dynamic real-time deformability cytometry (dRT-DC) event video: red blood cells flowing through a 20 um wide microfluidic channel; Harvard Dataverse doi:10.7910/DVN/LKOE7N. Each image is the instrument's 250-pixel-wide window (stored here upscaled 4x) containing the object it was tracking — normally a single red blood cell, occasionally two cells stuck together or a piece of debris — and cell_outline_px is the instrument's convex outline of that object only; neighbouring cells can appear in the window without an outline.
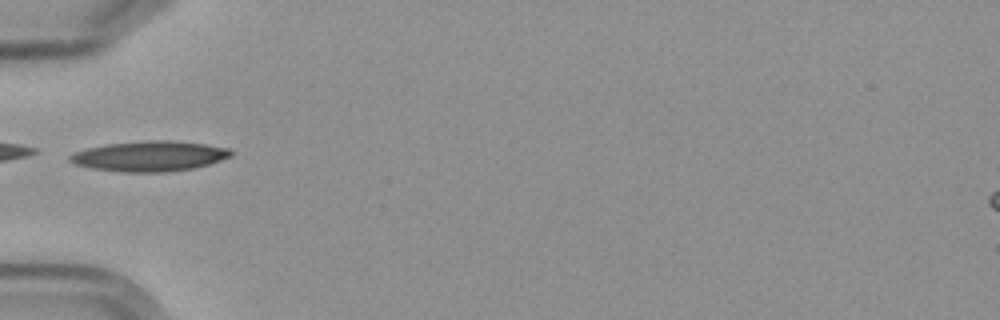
{"species": "Egyptian fruit bat (a non-hibernating species)", "species_latin": "Rousettus aegyptiacus", "temperature_condition": "cold", "stored_images_in_passage": 6, "camera_frame_rate_fps": 3000, "um_per_image_px": 0.085, "frame": {"image": 1, "passage_image": 1, "time_ms": 0.0, "image_size_px": [1000, 320], "cell_outline_px": [[232, 156], [208, 164], [192, 168], [164, 172], [120, 172], [92, 168], [76, 164], [68, 160], [68, 156], [72, 152], [88, 148], [108, 144], [144, 140], [172, 140], [204, 144], [228, 148], [232, 152]], "centroid_in_image_um": [12.68, 13.27], "position_along_channel_um": 72.3, "area_um2": 28.32}}
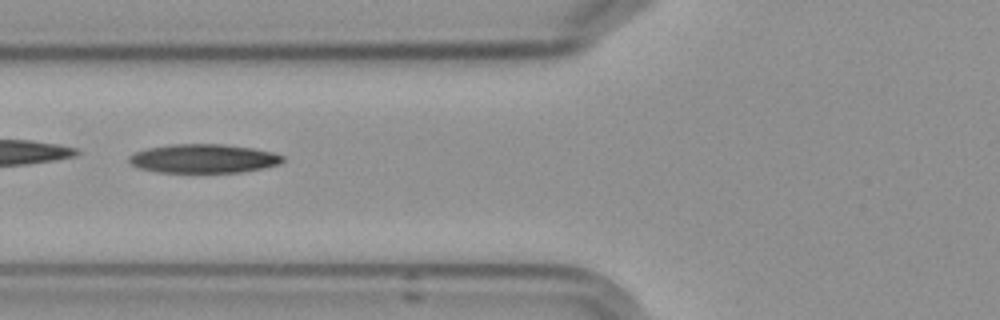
{"frame": {"image": 2, "passage_image": 2, "time_ms": 1.0, "image_size_px": [1000, 320], "cell_outline_px": [[284, 160], [280, 164], [264, 168], [240, 172], [156, 172], [136, 168], [128, 160], [128, 156], [136, 152], [148, 148], [172, 144], [224, 144], [252, 148], [272, 152], [284, 156]], "centroid_in_image_um": [17.29, 13.48], "position_along_channel_um": 108.5, "area_um2": 25.89}}
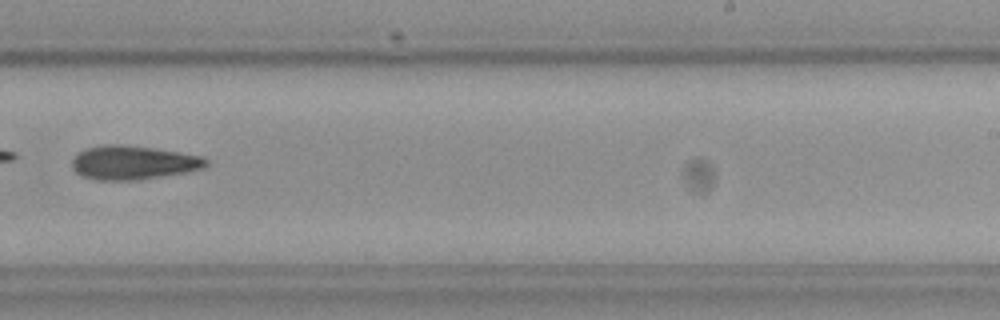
{"frame": {"image": 3, "passage_image": 6, "time_ms": 5.667, "image_size_px": [1000, 320], "cell_outline_px": [[208, 164], [200, 168], [188, 172], [140, 180], [96, 180], [84, 176], [76, 172], [72, 168], [72, 156], [84, 148], [104, 144], [120, 144], [152, 148], [200, 156], [208, 160]], "centroid_in_image_um": [11.26, 13.82], "position_along_channel_um": 277.7, "area_um2": 26.47}}